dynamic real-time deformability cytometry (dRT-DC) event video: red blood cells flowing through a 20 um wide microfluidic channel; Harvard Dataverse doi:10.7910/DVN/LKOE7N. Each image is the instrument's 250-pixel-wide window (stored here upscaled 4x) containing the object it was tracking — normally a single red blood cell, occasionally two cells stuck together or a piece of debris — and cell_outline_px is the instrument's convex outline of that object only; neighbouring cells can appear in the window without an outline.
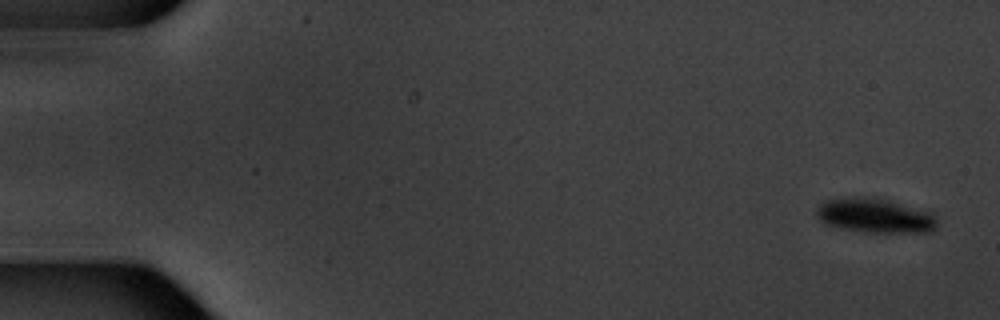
{"species": "common noctule bat (a hibernating species)", "species_latin": "Nyctalus noctula", "temperature_condition": "warm", "stored_images_in_passage": 9, "camera_frame_rate_fps": 3000, "um_per_image_px": 0.085, "animal": {"sex": "male", "body_mass_g": 20.1, "forearm_length_mm": 53.5}, "frame": {"image": 1, "passage_image": 1, "time_ms": 0.0, "image_size_px": [1000, 320], "cell_outline_px": [[936, 228], [932, 232], [864, 232], [840, 228], [824, 224], [816, 216], [816, 208], [824, 200], [848, 196], [864, 196], [888, 200], [932, 212], [936, 216]], "centroid_in_image_um": [74.34, 18.32], "position_along_channel_um": 10.7, "area_um2": 24.57}}
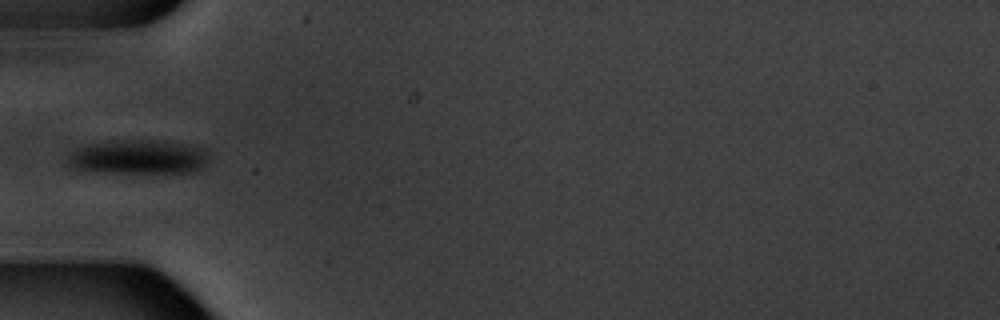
{"frame": {"image": 2, "passage_image": 6, "time_ms": 6.0, "image_size_px": [1000, 320], "cell_outline_px": [[208, 160], [204, 168], [192, 172], [80, 172], [68, 168], [68, 156], [76, 148], [88, 144], [112, 140], [164, 140], [204, 148]], "centroid_in_image_um": [11.69, 13.35], "position_along_channel_um": 73.3, "area_um2": 28.67}}
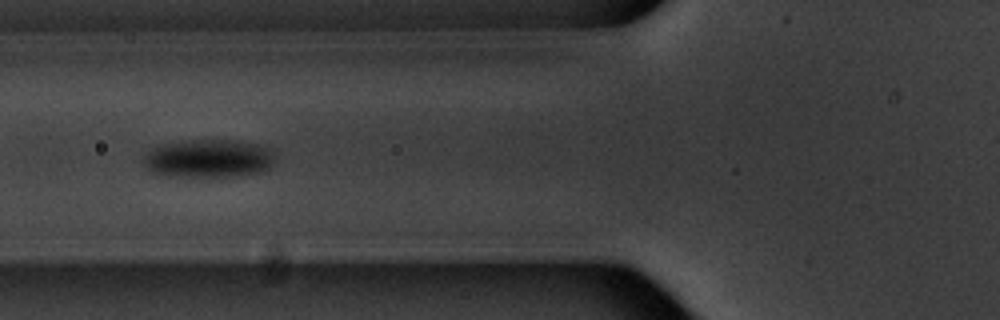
{"frame": {"image": 3, "passage_image": 7, "time_ms": 7.0, "image_size_px": [1000, 320], "cell_outline_px": [[272, 164], [264, 172], [240, 176], [164, 176], [152, 172], [144, 164], [144, 156], [152, 148], [160, 144], [192, 140], [236, 140], [260, 144], [268, 148], [272, 152]], "centroid_in_image_um": [17.73, 13.47], "position_along_channel_um": 108.1, "area_um2": 29.36}}